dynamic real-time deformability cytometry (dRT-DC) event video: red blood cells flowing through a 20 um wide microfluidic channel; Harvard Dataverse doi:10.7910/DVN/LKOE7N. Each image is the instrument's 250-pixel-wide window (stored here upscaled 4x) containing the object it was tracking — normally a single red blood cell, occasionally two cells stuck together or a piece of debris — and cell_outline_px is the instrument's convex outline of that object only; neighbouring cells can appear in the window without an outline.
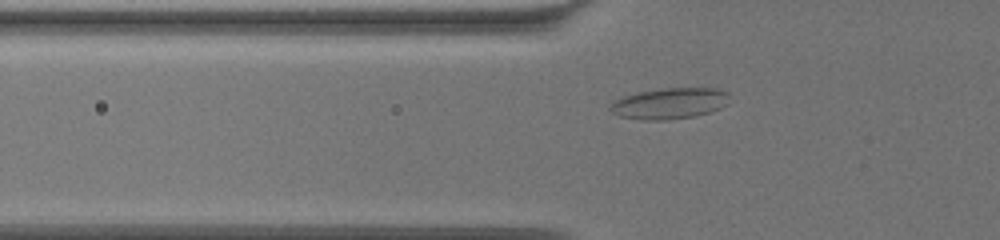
{"species": "common noctule bat (a hibernating species)", "species_latin": "Nyctalus noctula", "temperature_condition": "warm", "stored_images_in_passage": 50, "camera_frame_rate_fps": 3000, "um_per_image_px": 0.085, "animal": {"sex": "female", "body_mass_g": 19.5, "forearm_length_mm": 54.1}, "frame": {"image": 1, "passage_image": 11, "time_ms": 3.333, "image_size_px": [1000, 240], "cell_outline_px": [[728, 104], [720, 108], [708, 112], [692, 116], [664, 120], [644, 120], [620, 116], [612, 112], [608, 108], [612, 100], [636, 92], [660, 88], [716, 88], [728, 92]], "centroid_in_image_um": [56.87, 8.77], "position_along_channel_um": 68.9, "area_um2": 21.62}}
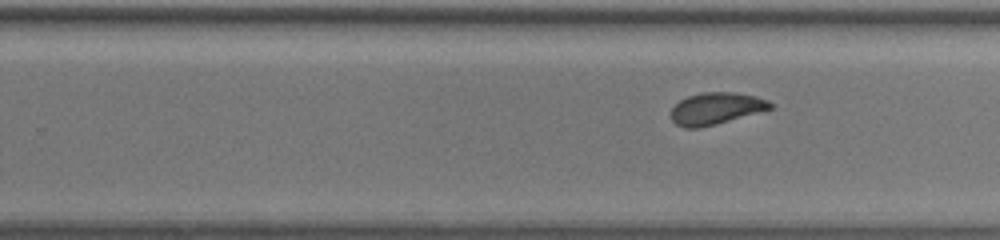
{"frame": {"image": 2, "passage_image": 29, "time_ms": 9.333, "image_size_px": [1000, 240], "cell_outline_px": [[772, 108], [716, 124], [696, 128], [684, 128], [676, 124], [672, 120], [672, 108], [680, 100], [688, 96], [704, 92], [732, 92], [756, 96], [768, 100], [772, 104]], "centroid_in_image_um": [60.85, 9.22], "position_along_channel_um": 269.0, "area_um2": 18.15}}
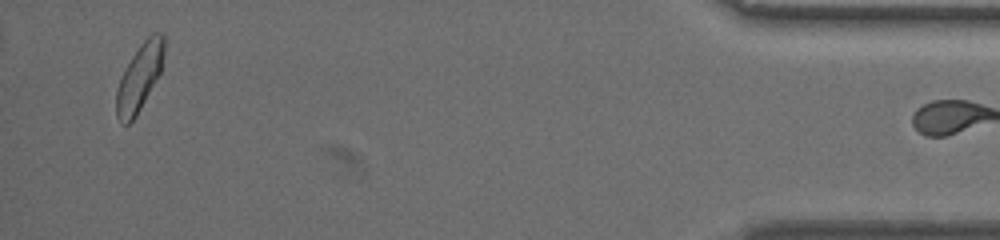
{"frame": {"image": 3, "passage_image": 49, "time_ms": 16.0, "image_size_px": [1000, 240], "cell_outline_px": [[164, 52], [160, 72], [136, 116], [128, 124], [120, 124], [116, 116], [116, 88], [124, 68], [140, 44], [152, 32], [164, 32]], "centroid_in_image_um": [11.83, 6.56], "position_along_channel_um": 423.4, "area_um2": 18.61}}